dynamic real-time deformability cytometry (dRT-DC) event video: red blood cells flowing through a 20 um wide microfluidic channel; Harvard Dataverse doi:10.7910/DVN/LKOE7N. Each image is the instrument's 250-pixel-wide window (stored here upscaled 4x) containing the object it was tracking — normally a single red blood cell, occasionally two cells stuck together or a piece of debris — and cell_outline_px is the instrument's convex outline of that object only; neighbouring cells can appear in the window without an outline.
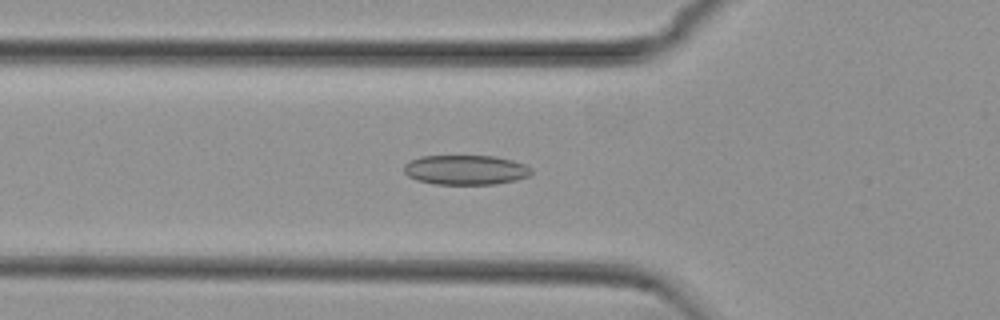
{"species": "common noctule bat (a hibernating species)", "species_latin": "Nyctalus noctula", "temperature_condition": "cold", "stored_images_in_passage": 45, "camera_frame_rate_fps": 3000, "um_per_image_px": 0.085, "animal": {"sex": "female", "body_mass_g": 29.2, "forearm_length_mm": 56.3}, "frame": {"image": 1, "passage_image": 12, "time_ms": 3.667, "image_size_px": [1000, 320], "cell_outline_px": [[532, 172], [528, 176], [516, 180], [496, 184], [436, 184], [416, 180], [408, 176], [404, 172], [404, 164], [408, 160], [420, 156], [496, 156], [512, 160], [524, 164], [532, 168]], "centroid_in_image_um": [39.56, 14.43], "position_along_channel_um": 86.2, "area_um2": 22.2}}
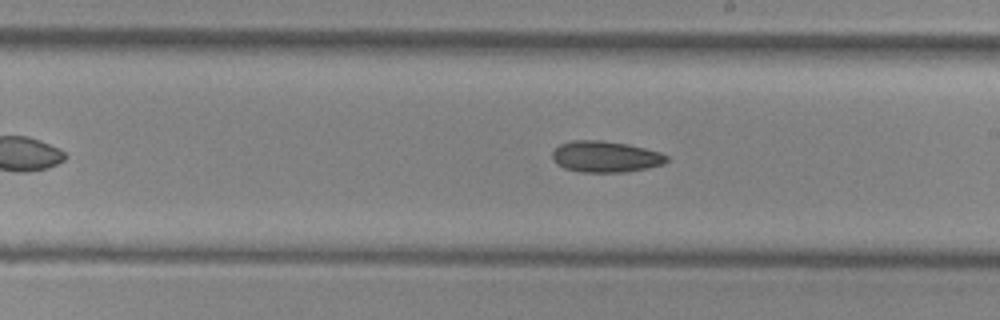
{"frame": {"image": 2, "passage_image": 24, "time_ms": 7.667, "image_size_px": [1000, 320], "cell_outline_px": [[668, 160], [664, 164], [648, 168], [624, 172], [580, 172], [564, 168], [556, 164], [552, 160], [552, 152], [560, 144], [572, 140], [600, 140], [628, 144], [660, 152], [668, 156]], "centroid_in_image_um": [51.45, 13.32], "position_along_channel_um": 237.5, "area_um2": 20.92}}
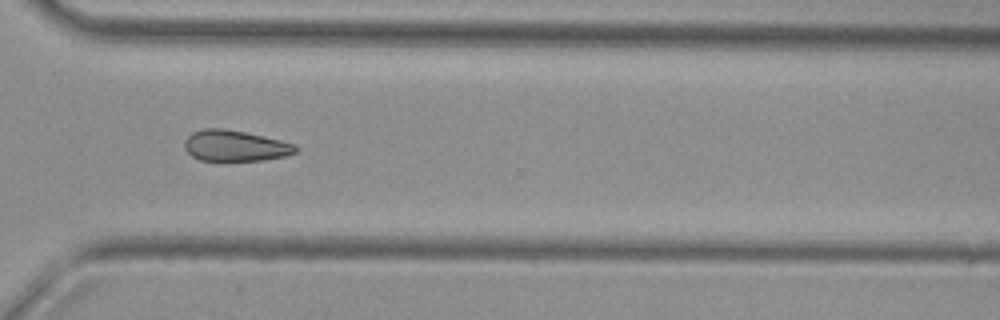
{"frame": {"image": 3, "passage_image": 33, "time_ms": 10.667, "image_size_px": [1000, 320], "cell_outline_px": [[300, 148], [296, 152], [284, 156], [264, 160], [200, 160], [192, 156], [184, 148], [184, 140], [192, 132], [204, 128], [224, 128], [264, 136], [296, 144]], "centroid_in_image_um": [19.99, 12.38], "position_along_channel_um": 350.6, "area_um2": 20.06}}